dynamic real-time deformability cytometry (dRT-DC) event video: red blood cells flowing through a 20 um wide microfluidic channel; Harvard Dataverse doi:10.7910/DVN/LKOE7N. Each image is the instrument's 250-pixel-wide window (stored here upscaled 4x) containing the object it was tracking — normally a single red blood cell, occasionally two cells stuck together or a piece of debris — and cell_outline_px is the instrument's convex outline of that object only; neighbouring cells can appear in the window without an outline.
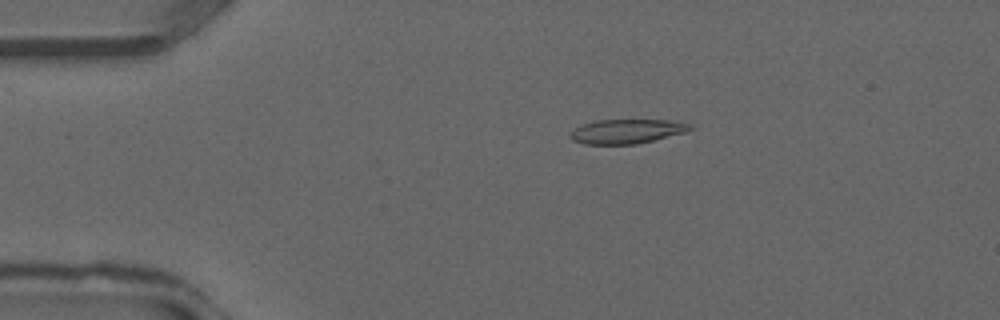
{"species": "common noctule bat (a hibernating species)", "species_latin": "Nyctalus noctula", "temperature_condition": "warm", "stored_images_in_passage": 25, "camera_frame_rate_fps": 3000, "um_per_image_px": 0.085, "animal": {"sex": "male", "forearm_length_mm": 52.5}, "frame": {"image": 1, "passage_image": 2, "time_ms": 0.333, "image_size_px": [1000, 320], "cell_outline_px": [[692, 128], [688, 132], [636, 144], [584, 144], [572, 140], [568, 136], [580, 124], [596, 120], [672, 120], [692, 124]], "centroid_in_image_um": [53.29, 11.16], "position_along_channel_um": 31.7, "area_um2": 17.11}}
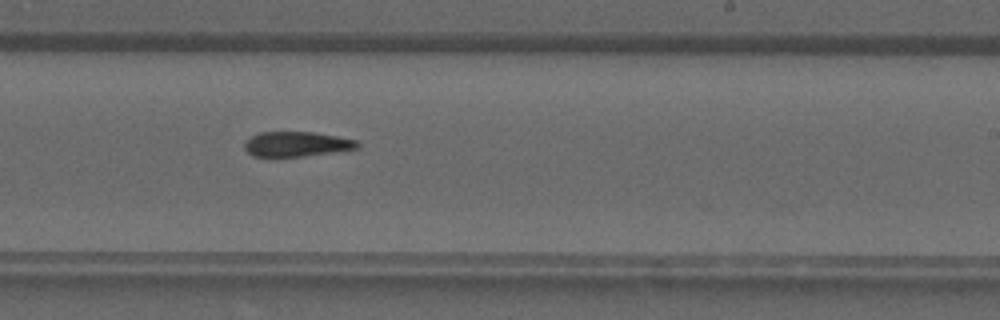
{"frame": {"image": 2, "passage_image": 17, "time_ms": 5.333, "image_size_px": [1000, 320], "cell_outline_px": [[360, 148], [336, 152], [304, 156], [252, 156], [244, 148], [244, 140], [260, 132], [312, 132], [336, 136], [356, 140], [360, 144]], "centroid_in_image_um": [25.22, 12.25], "position_along_channel_um": 263.8, "area_um2": 16.42}}
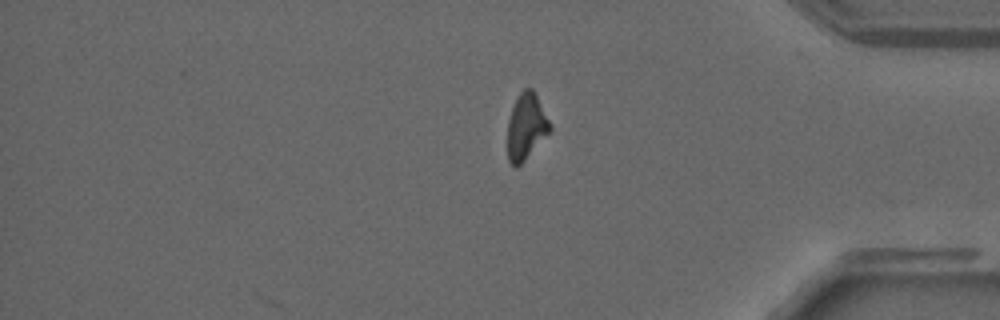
{"frame": {"image": 3, "passage_image": 25, "time_ms": 8.0, "image_size_px": [1000, 320], "cell_outline_px": [[552, 132], [516, 168], [508, 160], [508, 120], [512, 108], [520, 92], [524, 88], [532, 88], [552, 124]], "centroid_in_image_um": [44.76, 10.77], "position_along_channel_um": 390.4, "area_um2": 16.42}}